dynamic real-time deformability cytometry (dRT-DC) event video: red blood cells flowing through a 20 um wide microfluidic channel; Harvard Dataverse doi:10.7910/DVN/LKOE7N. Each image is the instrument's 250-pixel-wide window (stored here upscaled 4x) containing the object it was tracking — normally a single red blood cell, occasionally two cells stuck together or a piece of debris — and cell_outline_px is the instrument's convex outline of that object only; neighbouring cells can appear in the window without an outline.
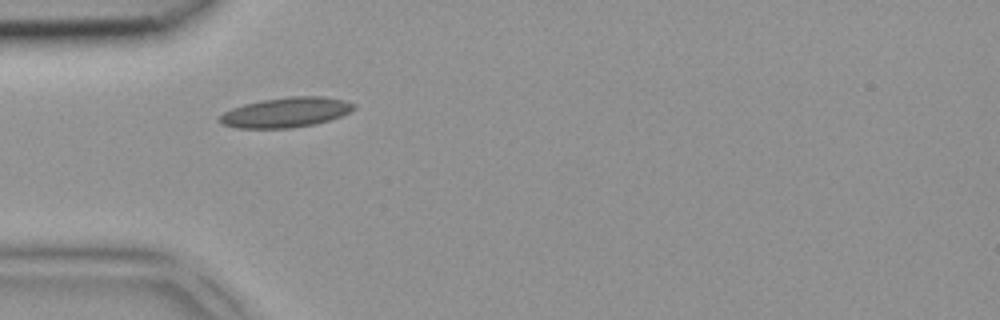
{"species": "common noctule bat (a hibernating species)", "species_latin": "Nyctalus noctula", "temperature_condition": "room temperature", "stored_images_in_passage": 2, "camera_frame_rate_fps": 3000, "um_per_image_px": 0.085, "animal": {"sex": "female", "body_mass_g": 18.4}, "frame": {"image": 1, "passage_image": 1, "time_ms": 0.0, "image_size_px": [1000, 320], "cell_outline_px": [[356, 108], [340, 116], [316, 124], [292, 128], [236, 128], [224, 124], [220, 120], [220, 116], [224, 112], [232, 108], [244, 104], [260, 100], [288, 96], [324, 96], [344, 100], [356, 104]], "centroid_in_image_um": [24.33, 9.54], "position_along_channel_um": 60.7, "area_um2": 23.41}}